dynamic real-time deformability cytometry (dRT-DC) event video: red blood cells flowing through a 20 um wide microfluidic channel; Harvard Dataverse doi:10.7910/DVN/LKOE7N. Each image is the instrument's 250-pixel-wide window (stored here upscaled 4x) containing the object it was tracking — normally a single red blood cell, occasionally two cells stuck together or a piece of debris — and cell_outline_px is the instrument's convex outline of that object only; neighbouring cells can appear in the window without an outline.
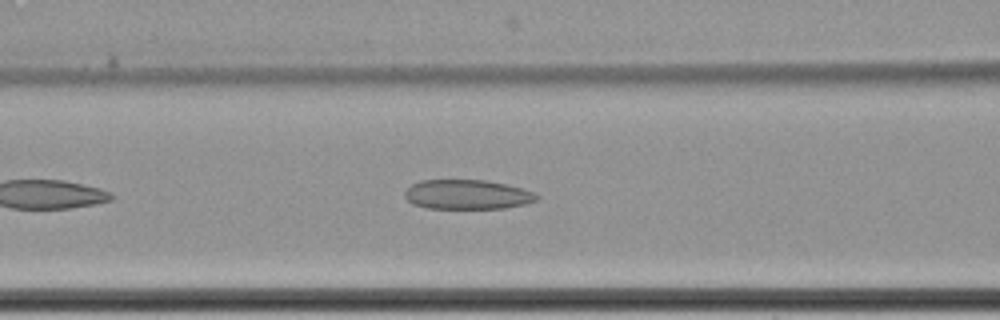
{"species": "common noctule bat (a hibernating species)", "species_latin": "Nyctalus noctula", "temperature_condition": "cold", "stored_images_in_passage": 41, "camera_frame_rate_fps": 3000, "um_per_image_px": 0.085, "animal": {"sex": "female", "body_mass_g": 22.7, "forearm_length_mm": 54.2}, "frame": {"image": 1, "passage_image": 9, "time_ms": 2.667, "image_size_px": [1000, 320], "cell_outline_px": [[540, 196], [536, 200], [524, 204], [504, 208], [428, 208], [412, 204], [404, 196], [404, 192], [412, 184], [420, 180], [484, 180], [508, 184], [536, 192]], "centroid_in_image_um": [39.73, 16.53], "position_along_channel_um": 126.9, "area_um2": 22.77}}
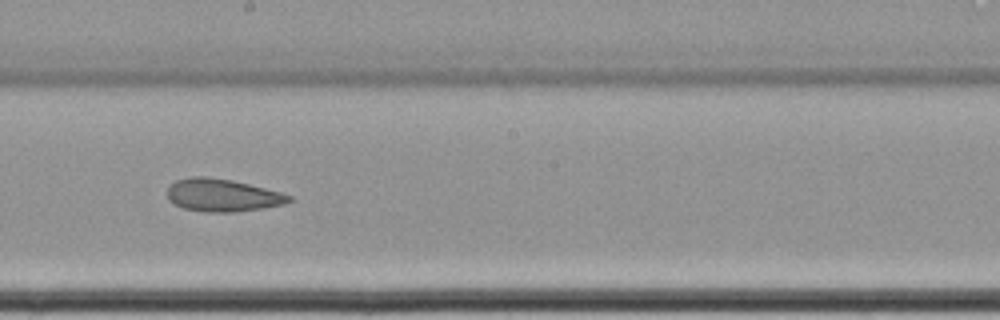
{"frame": {"image": 2, "passage_image": 18, "time_ms": 5.667, "image_size_px": [1000, 320], "cell_outline_px": [[292, 200], [284, 204], [260, 208], [232, 212], [208, 212], [184, 208], [172, 204], [168, 200], [168, 188], [176, 180], [192, 176], [208, 176], [232, 180], [280, 192], [292, 196]], "centroid_in_image_um": [18.87, 16.59], "position_along_channel_um": 229.3, "area_um2": 23.0}}
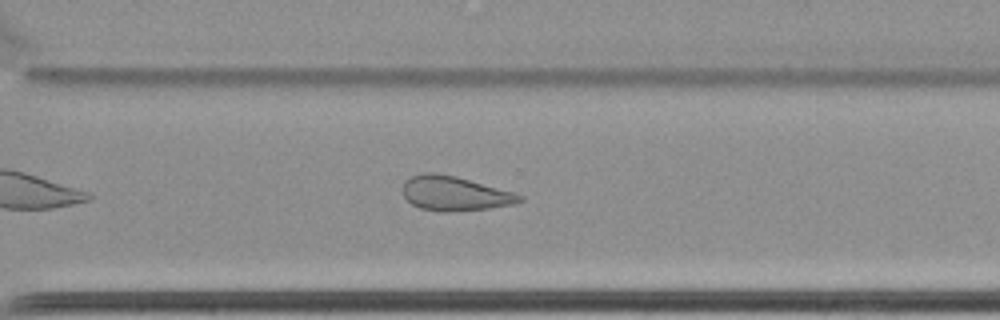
{"frame": {"image": 3, "passage_image": 27, "time_ms": 8.667, "image_size_px": [1000, 320], "cell_outline_px": [[524, 200], [512, 204], [488, 208], [420, 208], [412, 204], [404, 196], [404, 180], [412, 176], [424, 172], [436, 172], [456, 176], [512, 192], [524, 196]], "centroid_in_image_um": [38.64, 16.37], "position_along_channel_um": 332.0, "area_um2": 22.2}, "authors_computed_cell_mechanics": {"area_um2": 23.5246, "velocity_mm_per_s": 3.4134, "shape_relaxation_time_tau1_ms": null, "shape_relaxation_time_tau2_ms": 8.4192, "deformation_change_tau1": null, "deformation_change_tau2": 0.1699}}